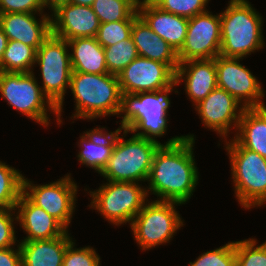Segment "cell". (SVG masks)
Listing matches in <instances>:
<instances>
[{
	"label": "cell",
	"mask_w": 266,
	"mask_h": 266,
	"mask_svg": "<svg viewBox=\"0 0 266 266\" xmlns=\"http://www.w3.org/2000/svg\"><path fill=\"white\" fill-rule=\"evenodd\" d=\"M194 143V135L188 134L172 137L158 147L147 180L148 197L151 192L160 201L185 204L190 200L199 183Z\"/></svg>",
	"instance_id": "1"
},
{
	"label": "cell",
	"mask_w": 266,
	"mask_h": 266,
	"mask_svg": "<svg viewBox=\"0 0 266 266\" xmlns=\"http://www.w3.org/2000/svg\"><path fill=\"white\" fill-rule=\"evenodd\" d=\"M178 84L175 81L166 88L154 92H141L136 94L122 93L119 114L122 117L121 129L128 130L135 136L144 137L159 142L156 138L162 137L167 131L168 109L171 101L169 93ZM136 132V133H135Z\"/></svg>",
	"instance_id": "2"
},
{
	"label": "cell",
	"mask_w": 266,
	"mask_h": 266,
	"mask_svg": "<svg viewBox=\"0 0 266 266\" xmlns=\"http://www.w3.org/2000/svg\"><path fill=\"white\" fill-rule=\"evenodd\" d=\"M220 20V55L244 59L265 46L263 18L248 0H230Z\"/></svg>",
	"instance_id": "3"
},
{
	"label": "cell",
	"mask_w": 266,
	"mask_h": 266,
	"mask_svg": "<svg viewBox=\"0 0 266 266\" xmlns=\"http://www.w3.org/2000/svg\"><path fill=\"white\" fill-rule=\"evenodd\" d=\"M69 89L75 99V113L70 119L93 121L101 117L118 116L122 91L117 75L72 72Z\"/></svg>",
	"instance_id": "4"
},
{
	"label": "cell",
	"mask_w": 266,
	"mask_h": 266,
	"mask_svg": "<svg viewBox=\"0 0 266 266\" xmlns=\"http://www.w3.org/2000/svg\"><path fill=\"white\" fill-rule=\"evenodd\" d=\"M117 128V137L112 155L100 175L107 181L147 182L155 151L162 143L134 134L124 140L128 130Z\"/></svg>",
	"instance_id": "5"
},
{
	"label": "cell",
	"mask_w": 266,
	"mask_h": 266,
	"mask_svg": "<svg viewBox=\"0 0 266 266\" xmlns=\"http://www.w3.org/2000/svg\"><path fill=\"white\" fill-rule=\"evenodd\" d=\"M229 140H224V147L230 159L235 197L244 209L263 206L266 204V159L244 148L234 138Z\"/></svg>",
	"instance_id": "6"
},
{
	"label": "cell",
	"mask_w": 266,
	"mask_h": 266,
	"mask_svg": "<svg viewBox=\"0 0 266 266\" xmlns=\"http://www.w3.org/2000/svg\"><path fill=\"white\" fill-rule=\"evenodd\" d=\"M68 42L65 39L51 35L36 51L35 65H39L42 91L57 107L58 125L63 123L61 114L64 97L70 88L72 67Z\"/></svg>",
	"instance_id": "7"
},
{
	"label": "cell",
	"mask_w": 266,
	"mask_h": 266,
	"mask_svg": "<svg viewBox=\"0 0 266 266\" xmlns=\"http://www.w3.org/2000/svg\"><path fill=\"white\" fill-rule=\"evenodd\" d=\"M34 72L15 73L0 71V94L11 108L26 115L44 127L50 125L48 112L56 116L57 107L43 93Z\"/></svg>",
	"instance_id": "8"
},
{
	"label": "cell",
	"mask_w": 266,
	"mask_h": 266,
	"mask_svg": "<svg viewBox=\"0 0 266 266\" xmlns=\"http://www.w3.org/2000/svg\"><path fill=\"white\" fill-rule=\"evenodd\" d=\"M138 182L107 181L99 189L89 191L90 208L97 210L113 225H131L134 217L148 202L145 187Z\"/></svg>",
	"instance_id": "9"
},
{
	"label": "cell",
	"mask_w": 266,
	"mask_h": 266,
	"mask_svg": "<svg viewBox=\"0 0 266 266\" xmlns=\"http://www.w3.org/2000/svg\"><path fill=\"white\" fill-rule=\"evenodd\" d=\"M172 201H149L134 217L130 229L141 250L169 243L184 224Z\"/></svg>",
	"instance_id": "10"
},
{
	"label": "cell",
	"mask_w": 266,
	"mask_h": 266,
	"mask_svg": "<svg viewBox=\"0 0 266 266\" xmlns=\"http://www.w3.org/2000/svg\"><path fill=\"white\" fill-rule=\"evenodd\" d=\"M78 185L70 174L48 184H33L24 176L23 194L36 206L57 219L67 230L77 201Z\"/></svg>",
	"instance_id": "11"
},
{
	"label": "cell",
	"mask_w": 266,
	"mask_h": 266,
	"mask_svg": "<svg viewBox=\"0 0 266 266\" xmlns=\"http://www.w3.org/2000/svg\"><path fill=\"white\" fill-rule=\"evenodd\" d=\"M243 58H215L217 86L231 94L244 108L266 106L264 88L252 72L240 63ZM263 100V101H262Z\"/></svg>",
	"instance_id": "12"
},
{
	"label": "cell",
	"mask_w": 266,
	"mask_h": 266,
	"mask_svg": "<svg viewBox=\"0 0 266 266\" xmlns=\"http://www.w3.org/2000/svg\"><path fill=\"white\" fill-rule=\"evenodd\" d=\"M220 13L211 12L188 18V28L182 48L177 52L179 62L212 59L220 55Z\"/></svg>",
	"instance_id": "13"
},
{
	"label": "cell",
	"mask_w": 266,
	"mask_h": 266,
	"mask_svg": "<svg viewBox=\"0 0 266 266\" xmlns=\"http://www.w3.org/2000/svg\"><path fill=\"white\" fill-rule=\"evenodd\" d=\"M117 76L122 93L136 94L168 87L176 72L167 64L138 56Z\"/></svg>",
	"instance_id": "14"
},
{
	"label": "cell",
	"mask_w": 266,
	"mask_h": 266,
	"mask_svg": "<svg viewBox=\"0 0 266 266\" xmlns=\"http://www.w3.org/2000/svg\"><path fill=\"white\" fill-rule=\"evenodd\" d=\"M194 109L205 128L212 129L222 139L227 140L232 128L237 131L245 108L226 90L217 87L196 104Z\"/></svg>",
	"instance_id": "15"
},
{
	"label": "cell",
	"mask_w": 266,
	"mask_h": 266,
	"mask_svg": "<svg viewBox=\"0 0 266 266\" xmlns=\"http://www.w3.org/2000/svg\"><path fill=\"white\" fill-rule=\"evenodd\" d=\"M52 34L65 40L96 37L100 22L92 7L72 3L59 5L51 12Z\"/></svg>",
	"instance_id": "16"
},
{
	"label": "cell",
	"mask_w": 266,
	"mask_h": 266,
	"mask_svg": "<svg viewBox=\"0 0 266 266\" xmlns=\"http://www.w3.org/2000/svg\"><path fill=\"white\" fill-rule=\"evenodd\" d=\"M37 14L41 19H37ZM0 27L8 40L20 41L37 51L52 33L51 15L47 13L0 14Z\"/></svg>",
	"instance_id": "17"
},
{
	"label": "cell",
	"mask_w": 266,
	"mask_h": 266,
	"mask_svg": "<svg viewBox=\"0 0 266 266\" xmlns=\"http://www.w3.org/2000/svg\"><path fill=\"white\" fill-rule=\"evenodd\" d=\"M15 209L17 210V222L27 234L21 241L57 238L68 231L57 219L33 204L23 193Z\"/></svg>",
	"instance_id": "18"
},
{
	"label": "cell",
	"mask_w": 266,
	"mask_h": 266,
	"mask_svg": "<svg viewBox=\"0 0 266 266\" xmlns=\"http://www.w3.org/2000/svg\"><path fill=\"white\" fill-rule=\"evenodd\" d=\"M175 81L178 86L184 81L185 92L195 106L218 87L215 58L180 62Z\"/></svg>",
	"instance_id": "19"
},
{
	"label": "cell",
	"mask_w": 266,
	"mask_h": 266,
	"mask_svg": "<svg viewBox=\"0 0 266 266\" xmlns=\"http://www.w3.org/2000/svg\"><path fill=\"white\" fill-rule=\"evenodd\" d=\"M146 24L178 52L185 41L188 18L161 10L154 3H146L137 10Z\"/></svg>",
	"instance_id": "20"
},
{
	"label": "cell",
	"mask_w": 266,
	"mask_h": 266,
	"mask_svg": "<svg viewBox=\"0 0 266 266\" xmlns=\"http://www.w3.org/2000/svg\"><path fill=\"white\" fill-rule=\"evenodd\" d=\"M131 37L140 57L167 64L176 72L180 63L177 52L153 32L140 16L132 24Z\"/></svg>",
	"instance_id": "21"
},
{
	"label": "cell",
	"mask_w": 266,
	"mask_h": 266,
	"mask_svg": "<svg viewBox=\"0 0 266 266\" xmlns=\"http://www.w3.org/2000/svg\"><path fill=\"white\" fill-rule=\"evenodd\" d=\"M106 130V127H97L84 131L78 142L81 148L77 155L78 161L99 174L112 155L117 137V129L109 133Z\"/></svg>",
	"instance_id": "22"
},
{
	"label": "cell",
	"mask_w": 266,
	"mask_h": 266,
	"mask_svg": "<svg viewBox=\"0 0 266 266\" xmlns=\"http://www.w3.org/2000/svg\"><path fill=\"white\" fill-rule=\"evenodd\" d=\"M68 231L57 238L21 241L22 266H62L67 246L73 241Z\"/></svg>",
	"instance_id": "23"
},
{
	"label": "cell",
	"mask_w": 266,
	"mask_h": 266,
	"mask_svg": "<svg viewBox=\"0 0 266 266\" xmlns=\"http://www.w3.org/2000/svg\"><path fill=\"white\" fill-rule=\"evenodd\" d=\"M72 72L90 74L108 73L104 47L96 37H78L67 40Z\"/></svg>",
	"instance_id": "24"
},
{
	"label": "cell",
	"mask_w": 266,
	"mask_h": 266,
	"mask_svg": "<svg viewBox=\"0 0 266 266\" xmlns=\"http://www.w3.org/2000/svg\"><path fill=\"white\" fill-rule=\"evenodd\" d=\"M233 138L266 159V106L245 108Z\"/></svg>",
	"instance_id": "25"
},
{
	"label": "cell",
	"mask_w": 266,
	"mask_h": 266,
	"mask_svg": "<svg viewBox=\"0 0 266 266\" xmlns=\"http://www.w3.org/2000/svg\"><path fill=\"white\" fill-rule=\"evenodd\" d=\"M36 50L20 41L8 40L3 57L0 61V71L29 73L33 72Z\"/></svg>",
	"instance_id": "26"
},
{
	"label": "cell",
	"mask_w": 266,
	"mask_h": 266,
	"mask_svg": "<svg viewBox=\"0 0 266 266\" xmlns=\"http://www.w3.org/2000/svg\"><path fill=\"white\" fill-rule=\"evenodd\" d=\"M24 175L0 160V209L15 208L23 192Z\"/></svg>",
	"instance_id": "27"
},
{
	"label": "cell",
	"mask_w": 266,
	"mask_h": 266,
	"mask_svg": "<svg viewBox=\"0 0 266 266\" xmlns=\"http://www.w3.org/2000/svg\"><path fill=\"white\" fill-rule=\"evenodd\" d=\"M91 7L100 23L135 20L139 16L127 0H94Z\"/></svg>",
	"instance_id": "28"
},
{
	"label": "cell",
	"mask_w": 266,
	"mask_h": 266,
	"mask_svg": "<svg viewBox=\"0 0 266 266\" xmlns=\"http://www.w3.org/2000/svg\"><path fill=\"white\" fill-rule=\"evenodd\" d=\"M104 54L108 73L114 75H118L139 56L131 36L112 46L104 47Z\"/></svg>",
	"instance_id": "29"
},
{
	"label": "cell",
	"mask_w": 266,
	"mask_h": 266,
	"mask_svg": "<svg viewBox=\"0 0 266 266\" xmlns=\"http://www.w3.org/2000/svg\"><path fill=\"white\" fill-rule=\"evenodd\" d=\"M257 244L255 238L235 241L236 266H266V241Z\"/></svg>",
	"instance_id": "30"
},
{
	"label": "cell",
	"mask_w": 266,
	"mask_h": 266,
	"mask_svg": "<svg viewBox=\"0 0 266 266\" xmlns=\"http://www.w3.org/2000/svg\"><path fill=\"white\" fill-rule=\"evenodd\" d=\"M188 266H236L235 241L202 253Z\"/></svg>",
	"instance_id": "31"
},
{
	"label": "cell",
	"mask_w": 266,
	"mask_h": 266,
	"mask_svg": "<svg viewBox=\"0 0 266 266\" xmlns=\"http://www.w3.org/2000/svg\"><path fill=\"white\" fill-rule=\"evenodd\" d=\"M133 22L134 20H122L100 23L96 39L103 47L128 39L131 36Z\"/></svg>",
	"instance_id": "32"
},
{
	"label": "cell",
	"mask_w": 266,
	"mask_h": 266,
	"mask_svg": "<svg viewBox=\"0 0 266 266\" xmlns=\"http://www.w3.org/2000/svg\"><path fill=\"white\" fill-rule=\"evenodd\" d=\"M210 0H156L154 4L161 10L175 15L192 18L204 13Z\"/></svg>",
	"instance_id": "33"
},
{
	"label": "cell",
	"mask_w": 266,
	"mask_h": 266,
	"mask_svg": "<svg viewBox=\"0 0 266 266\" xmlns=\"http://www.w3.org/2000/svg\"><path fill=\"white\" fill-rule=\"evenodd\" d=\"M74 240L67 246L62 266H100V255L91 246L74 248Z\"/></svg>",
	"instance_id": "34"
},
{
	"label": "cell",
	"mask_w": 266,
	"mask_h": 266,
	"mask_svg": "<svg viewBox=\"0 0 266 266\" xmlns=\"http://www.w3.org/2000/svg\"><path fill=\"white\" fill-rule=\"evenodd\" d=\"M14 212V213H13ZM15 208L0 209V249L13 247L18 243L15 226L17 214ZM14 217V218H13Z\"/></svg>",
	"instance_id": "35"
},
{
	"label": "cell",
	"mask_w": 266,
	"mask_h": 266,
	"mask_svg": "<svg viewBox=\"0 0 266 266\" xmlns=\"http://www.w3.org/2000/svg\"><path fill=\"white\" fill-rule=\"evenodd\" d=\"M43 0H0V14L43 13Z\"/></svg>",
	"instance_id": "36"
},
{
	"label": "cell",
	"mask_w": 266,
	"mask_h": 266,
	"mask_svg": "<svg viewBox=\"0 0 266 266\" xmlns=\"http://www.w3.org/2000/svg\"><path fill=\"white\" fill-rule=\"evenodd\" d=\"M17 249L13 247L0 249V266H22V254L17 243Z\"/></svg>",
	"instance_id": "37"
},
{
	"label": "cell",
	"mask_w": 266,
	"mask_h": 266,
	"mask_svg": "<svg viewBox=\"0 0 266 266\" xmlns=\"http://www.w3.org/2000/svg\"><path fill=\"white\" fill-rule=\"evenodd\" d=\"M70 0H43L45 8H49L51 12L56 9L59 5L69 3Z\"/></svg>",
	"instance_id": "38"
},
{
	"label": "cell",
	"mask_w": 266,
	"mask_h": 266,
	"mask_svg": "<svg viewBox=\"0 0 266 266\" xmlns=\"http://www.w3.org/2000/svg\"><path fill=\"white\" fill-rule=\"evenodd\" d=\"M7 42H8L7 36L5 35L2 28L0 27V61L6 49Z\"/></svg>",
	"instance_id": "39"
},
{
	"label": "cell",
	"mask_w": 266,
	"mask_h": 266,
	"mask_svg": "<svg viewBox=\"0 0 266 266\" xmlns=\"http://www.w3.org/2000/svg\"><path fill=\"white\" fill-rule=\"evenodd\" d=\"M94 0H70V3L82 5V6H89L93 5Z\"/></svg>",
	"instance_id": "40"
},
{
	"label": "cell",
	"mask_w": 266,
	"mask_h": 266,
	"mask_svg": "<svg viewBox=\"0 0 266 266\" xmlns=\"http://www.w3.org/2000/svg\"><path fill=\"white\" fill-rule=\"evenodd\" d=\"M127 1L130 4H132L137 10L147 3L146 0H127Z\"/></svg>",
	"instance_id": "41"
},
{
	"label": "cell",
	"mask_w": 266,
	"mask_h": 266,
	"mask_svg": "<svg viewBox=\"0 0 266 266\" xmlns=\"http://www.w3.org/2000/svg\"><path fill=\"white\" fill-rule=\"evenodd\" d=\"M156 0H146L147 3H154Z\"/></svg>",
	"instance_id": "42"
}]
</instances>
